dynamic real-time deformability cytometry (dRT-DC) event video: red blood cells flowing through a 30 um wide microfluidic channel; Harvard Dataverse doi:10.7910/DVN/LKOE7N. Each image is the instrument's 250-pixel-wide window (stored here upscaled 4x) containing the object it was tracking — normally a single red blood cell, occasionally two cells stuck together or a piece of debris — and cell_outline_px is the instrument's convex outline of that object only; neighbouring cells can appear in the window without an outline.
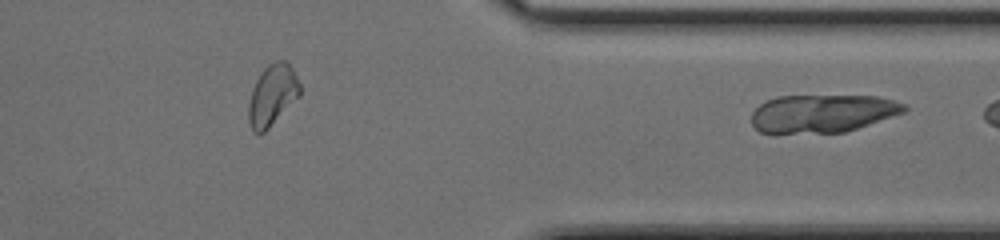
{"species": "common noctule bat (a hibernating species)", "species_latin": "Nyctalus noctula", "temperature_condition": "cold", "stored_images_in_passage": 31, "segment_of_instrument_passage": [2, 2], "camera_frame_rate_fps": 3000, "um_per_image_px": 0.085, "animal": {"sex": "female", "body_mass_g": 17.0, "forearm_length_mm": 48.0}, "frame": {"image": 1, "passage_image": 31, "time_ms": 10.0, "image_size_px": [1000, 240], "cell_outline_px": [[908, 108], [904, 112], [844, 132], [760, 132], [752, 124], [752, 112], [760, 104], [776, 96], [876, 96], [892, 100], [904, 104]], "centroid_in_image_um": [69.9, 9.62], "position_along_channel_um": 341.5, "area_um2": 33.18}}